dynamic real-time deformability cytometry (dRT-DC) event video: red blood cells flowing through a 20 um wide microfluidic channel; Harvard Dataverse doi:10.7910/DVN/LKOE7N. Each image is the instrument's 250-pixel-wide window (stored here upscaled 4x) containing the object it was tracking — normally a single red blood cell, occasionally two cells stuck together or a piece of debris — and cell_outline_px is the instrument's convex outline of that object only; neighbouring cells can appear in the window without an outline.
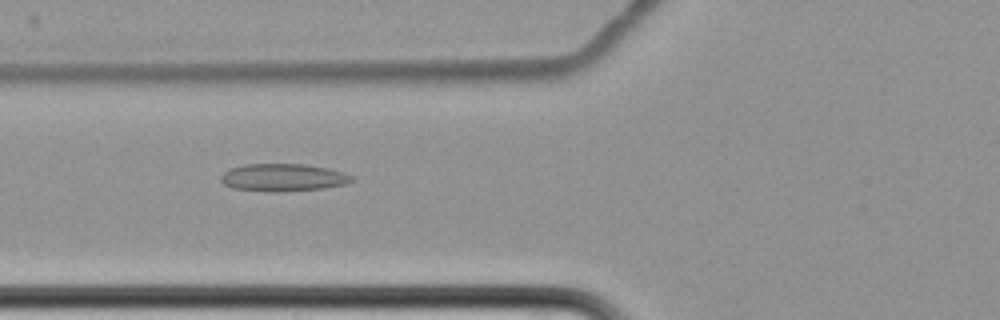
{"species": "common noctule bat (a hibernating species)", "species_latin": "Nyctalus noctula", "temperature_condition": "cold", "stored_images_in_passage": 6, "camera_frame_rate_fps": 3000, "um_per_image_px": 0.085, "animal": {"sex": "female", "body_mass_g": 22.7, "forearm_length_mm": 54.2}, "frame": {"image": 1, "passage_image": 5, "time_ms": 8.667, "image_size_px": [1000, 320], "cell_outline_px": [[352, 180], [348, 184], [324, 188], [280, 192], [272, 192], [232, 188], [224, 184], [220, 180], [220, 176], [224, 172], [232, 168], [244, 164], [304, 164], [328, 168], [344, 172], [352, 176]], "centroid_in_image_um": [24.07, 15.09], "position_along_channel_um": 101.7, "area_um2": 21.1}}
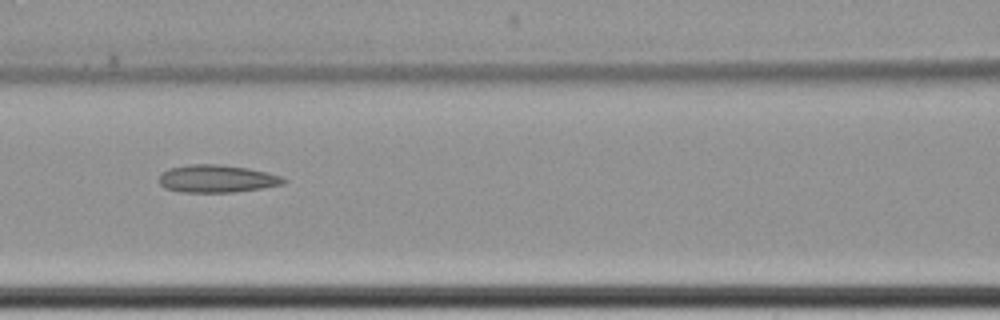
{"frame": {"image": 2, "passage_image": 6, "time_ms": 10.0, "image_size_px": [1000, 320], "cell_outline_px": [[288, 180], [284, 184], [260, 188], [232, 192], [180, 192], [164, 188], [160, 184], [160, 176], [168, 168], [192, 164], [220, 164], [248, 168], [268, 172], [280, 176]], "centroid_in_image_um": [18.44, 15.19], "position_along_channel_um": 148.2, "area_um2": 20.0}}